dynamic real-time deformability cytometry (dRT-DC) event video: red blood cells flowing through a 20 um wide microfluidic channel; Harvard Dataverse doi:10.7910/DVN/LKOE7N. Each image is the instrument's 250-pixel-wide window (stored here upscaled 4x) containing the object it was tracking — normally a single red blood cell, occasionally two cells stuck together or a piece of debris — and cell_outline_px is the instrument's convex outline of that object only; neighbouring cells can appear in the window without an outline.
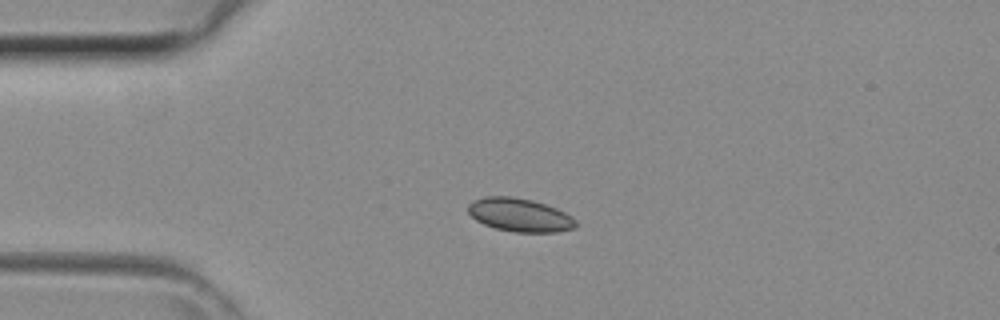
{"species": "common noctule bat (a hibernating species)", "species_latin": "Nyctalus noctula", "temperature_condition": "room temperature", "stored_images_in_passage": 34, "camera_frame_rate_fps": 3000, "um_per_image_px": 0.085, "animal": {"sex": "female", "body_mass_g": 29.2, "forearm_length_mm": 56.3}, "frame": {"image": 1, "passage_image": 1, "time_ms": 0.0, "image_size_px": [1000, 320], "cell_outline_px": [[576, 228], [556, 232], [516, 232], [496, 228], [484, 224], [476, 220], [468, 212], [468, 204], [472, 200], [484, 196], [512, 196], [532, 200], [556, 208], [572, 216], [576, 220]], "centroid_in_image_um": [44.17, 18.26], "position_along_channel_um": 40.8, "area_um2": 20.98}}
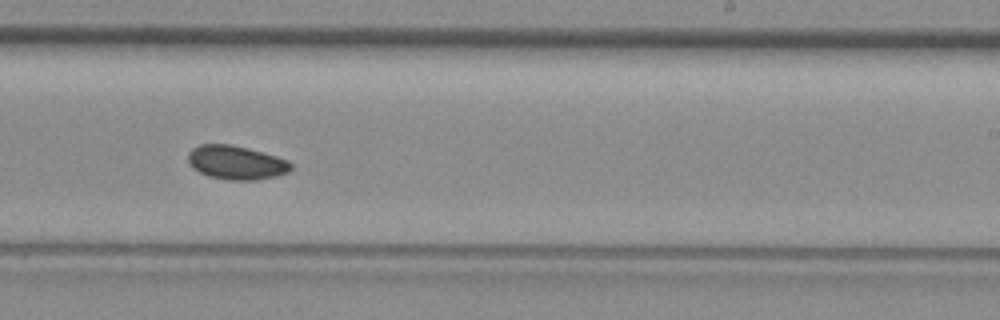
{"frame": {"image": 2, "passage_image": 17, "time_ms": 5.333, "image_size_px": [1000, 320], "cell_outline_px": [[292, 168], [288, 172], [276, 176], [256, 180], [224, 180], [208, 176], [192, 168], [188, 160], [188, 152], [192, 148], [200, 144], [232, 144], [248, 148], [276, 156], [288, 160], [292, 164]], "centroid_in_image_um": [20.06, 13.82], "position_along_channel_um": 268.9, "area_um2": 20.46}}
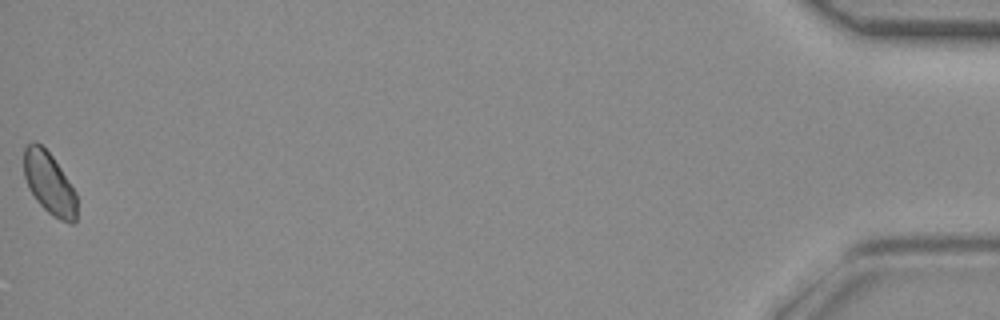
{"frame": {"image": 3, "passage_image": 34, "time_ms": 11.0, "image_size_px": [1000, 320], "cell_outline_px": [[76, 220], [72, 224], [60, 220], [52, 216], [36, 200], [28, 188], [24, 176], [24, 148], [32, 140], [36, 140], [52, 156], [76, 192]], "centroid_in_image_um": [4.17, 15.58], "position_along_channel_um": 431.0, "area_um2": 19.13}}